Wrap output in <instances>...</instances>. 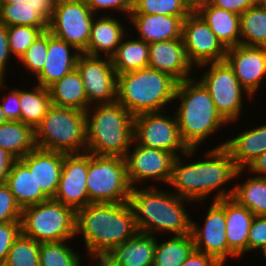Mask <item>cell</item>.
Returning <instances> with one entry per match:
<instances>
[{
    "instance_id": "1",
    "label": "cell",
    "mask_w": 266,
    "mask_h": 266,
    "mask_svg": "<svg viewBox=\"0 0 266 266\" xmlns=\"http://www.w3.org/2000/svg\"><path fill=\"white\" fill-rule=\"evenodd\" d=\"M219 144L217 143L214 148L207 149L204 153L201 152L204 157L200 155L201 159H195L196 161L191 160L190 157L194 158L199 148H189L184 154L176 157L168 183L174 190L172 192L182 198L200 203L210 199L209 195L213 201L232 197L234 187L230 186V189L224 186L235 182L238 168L234 164L231 153L225 147V141L222 140ZM185 158H189L187 160L189 163Z\"/></svg>"
},
{
    "instance_id": "2",
    "label": "cell",
    "mask_w": 266,
    "mask_h": 266,
    "mask_svg": "<svg viewBox=\"0 0 266 266\" xmlns=\"http://www.w3.org/2000/svg\"><path fill=\"white\" fill-rule=\"evenodd\" d=\"M138 232L129 202L90 203L76 211V237L81 235L86 255L107 254Z\"/></svg>"
},
{
    "instance_id": "3",
    "label": "cell",
    "mask_w": 266,
    "mask_h": 266,
    "mask_svg": "<svg viewBox=\"0 0 266 266\" xmlns=\"http://www.w3.org/2000/svg\"><path fill=\"white\" fill-rule=\"evenodd\" d=\"M146 185L132 188L129 197L139 232L159 237L191 233L192 217L186 205L194 202L159 186Z\"/></svg>"
},
{
    "instance_id": "4",
    "label": "cell",
    "mask_w": 266,
    "mask_h": 266,
    "mask_svg": "<svg viewBox=\"0 0 266 266\" xmlns=\"http://www.w3.org/2000/svg\"><path fill=\"white\" fill-rule=\"evenodd\" d=\"M175 115L179 132L188 148H199L206 139L229 124L218 113L208 90L196 78L179 82L175 91ZM227 125V126H226Z\"/></svg>"
},
{
    "instance_id": "5",
    "label": "cell",
    "mask_w": 266,
    "mask_h": 266,
    "mask_svg": "<svg viewBox=\"0 0 266 266\" xmlns=\"http://www.w3.org/2000/svg\"><path fill=\"white\" fill-rule=\"evenodd\" d=\"M85 112L86 152L124 158L134 141V116L118 102L94 104Z\"/></svg>"
},
{
    "instance_id": "6",
    "label": "cell",
    "mask_w": 266,
    "mask_h": 266,
    "mask_svg": "<svg viewBox=\"0 0 266 266\" xmlns=\"http://www.w3.org/2000/svg\"><path fill=\"white\" fill-rule=\"evenodd\" d=\"M178 82L170 75L146 67L117 75V102L133 116L162 112L175 104Z\"/></svg>"
},
{
    "instance_id": "7",
    "label": "cell",
    "mask_w": 266,
    "mask_h": 266,
    "mask_svg": "<svg viewBox=\"0 0 266 266\" xmlns=\"http://www.w3.org/2000/svg\"><path fill=\"white\" fill-rule=\"evenodd\" d=\"M34 132L38 148L64 154L86 152L87 129L84 111L52 104Z\"/></svg>"
},
{
    "instance_id": "8",
    "label": "cell",
    "mask_w": 266,
    "mask_h": 266,
    "mask_svg": "<svg viewBox=\"0 0 266 266\" xmlns=\"http://www.w3.org/2000/svg\"><path fill=\"white\" fill-rule=\"evenodd\" d=\"M21 233L37 242H59L76 237V211L54 199L22 209Z\"/></svg>"
},
{
    "instance_id": "9",
    "label": "cell",
    "mask_w": 266,
    "mask_h": 266,
    "mask_svg": "<svg viewBox=\"0 0 266 266\" xmlns=\"http://www.w3.org/2000/svg\"><path fill=\"white\" fill-rule=\"evenodd\" d=\"M197 68L199 70L201 68V70L196 75L201 74V76L195 77L208 90L221 117L229 125L235 124L238 120L240 121L242 113L245 112L243 107L246 103V97V100H250V102L253 98L241 86L233 69L226 61L206 63Z\"/></svg>"
},
{
    "instance_id": "10",
    "label": "cell",
    "mask_w": 266,
    "mask_h": 266,
    "mask_svg": "<svg viewBox=\"0 0 266 266\" xmlns=\"http://www.w3.org/2000/svg\"><path fill=\"white\" fill-rule=\"evenodd\" d=\"M87 191L90 203L129 202L126 162L120 156H97L88 153Z\"/></svg>"
},
{
    "instance_id": "11",
    "label": "cell",
    "mask_w": 266,
    "mask_h": 266,
    "mask_svg": "<svg viewBox=\"0 0 266 266\" xmlns=\"http://www.w3.org/2000/svg\"><path fill=\"white\" fill-rule=\"evenodd\" d=\"M142 113L134 116V140L144 147L184 154L189 148L183 142L174 112ZM174 114V115H173Z\"/></svg>"
},
{
    "instance_id": "12",
    "label": "cell",
    "mask_w": 266,
    "mask_h": 266,
    "mask_svg": "<svg viewBox=\"0 0 266 266\" xmlns=\"http://www.w3.org/2000/svg\"><path fill=\"white\" fill-rule=\"evenodd\" d=\"M95 16L85 0H57L48 31L83 53Z\"/></svg>"
},
{
    "instance_id": "13",
    "label": "cell",
    "mask_w": 266,
    "mask_h": 266,
    "mask_svg": "<svg viewBox=\"0 0 266 266\" xmlns=\"http://www.w3.org/2000/svg\"><path fill=\"white\" fill-rule=\"evenodd\" d=\"M131 147L133 149L130 148L124 157L130 186L136 188L141 182L144 187L142 182L149 180L168 186L176 156L168 151L144 147L135 140Z\"/></svg>"
},
{
    "instance_id": "14",
    "label": "cell",
    "mask_w": 266,
    "mask_h": 266,
    "mask_svg": "<svg viewBox=\"0 0 266 266\" xmlns=\"http://www.w3.org/2000/svg\"><path fill=\"white\" fill-rule=\"evenodd\" d=\"M76 68L81 75L90 106L117 102V74L111 58L81 53Z\"/></svg>"
},
{
    "instance_id": "15",
    "label": "cell",
    "mask_w": 266,
    "mask_h": 266,
    "mask_svg": "<svg viewBox=\"0 0 266 266\" xmlns=\"http://www.w3.org/2000/svg\"><path fill=\"white\" fill-rule=\"evenodd\" d=\"M182 40L187 58L194 68L225 61L227 48L197 13H190L183 20Z\"/></svg>"
},
{
    "instance_id": "16",
    "label": "cell",
    "mask_w": 266,
    "mask_h": 266,
    "mask_svg": "<svg viewBox=\"0 0 266 266\" xmlns=\"http://www.w3.org/2000/svg\"><path fill=\"white\" fill-rule=\"evenodd\" d=\"M210 202L212 203L205 213L203 226L191 219V235L196 250L215 257L225 265L228 260L225 199Z\"/></svg>"
},
{
    "instance_id": "17",
    "label": "cell",
    "mask_w": 266,
    "mask_h": 266,
    "mask_svg": "<svg viewBox=\"0 0 266 266\" xmlns=\"http://www.w3.org/2000/svg\"><path fill=\"white\" fill-rule=\"evenodd\" d=\"M88 153L64 154L59 187L54 200L75 211L90 204L87 191Z\"/></svg>"
},
{
    "instance_id": "18",
    "label": "cell",
    "mask_w": 266,
    "mask_h": 266,
    "mask_svg": "<svg viewBox=\"0 0 266 266\" xmlns=\"http://www.w3.org/2000/svg\"><path fill=\"white\" fill-rule=\"evenodd\" d=\"M225 61L241 86L254 99L266 78V48L237 45L227 48Z\"/></svg>"
},
{
    "instance_id": "19",
    "label": "cell",
    "mask_w": 266,
    "mask_h": 266,
    "mask_svg": "<svg viewBox=\"0 0 266 266\" xmlns=\"http://www.w3.org/2000/svg\"><path fill=\"white\" fill-rule=\"evenodd\" d=\"M148 67L170 75L178 83L195 77L197 71L187 58L182 38L150 43Z\"/></svg>"
},
{
    "instance_id": "20",
    "label": "cell",
    "mask_w": 266,
    "mask_h": 266,
    "mask_svg": "<svg viewBox=\"0 0 266 266\" xmlns=\"http://www.w3.org/2000/svg\"><path fill=\"white\" fill-rule=\"evenodd\" d=\"M19 160L33 173L37 187L53 199L59 187L64 153L35 147Z\"/></svg>"
},
{
    "instance_id": "21",
    "label": "cell",
    "mask_w": 266,
    "mask_h": 266,
    "mask_svg": "<svg viewBox=\"0 0 266 266\" xmlns=\"http://www.w3.org/2000/svg\"><path fill=\"white\" fill-rule=\"evenodd\" d=\"M80 54L81 52L74 46L48 31L46 62L41 73L35 78V84L49 88L64 75L76 68Z\"/></svg>"
},
{
    "instance_id": "22",
    "label": "cell",
    "mask_w": 266,
    "mask_h": 266,
    "mask_svg": "<svg viewBox=\"0 0 266 266\" xmlns=\"http://www.w3.org/2000/svg\"><path fill=\"white\" fill-rule=\"evenodd\" d=\"M116 15H96L93 19L90 39L84 54L111 58L124 36L129 33V26ZM128 27H125V26Z\"/></svg>"
},
{
    "instance_id": "23",
    "label": "cell",
    "mask_w": 266,
    "mask_h": 266,
    "mask_svg": "<svg viewBox=\"0 0 266 266\" xmlns=\"http://www.w3.org/2000/svg\"><path fill=\"white\" fill-rule=\"evenodd\" d=\"M186 17L167 16L162 14H130L128 23H131L129 32H134L139 39L150 44L159 41H168L182 38V25ZM134 27V28H133Z\"/></svg>"
},
{
    "instance_id": "24",
    "label": "cell",
    "mask_w": 266,
    "mask_h": 266,
    "mask_svg": "<svg viewBox=\"0 0 266 266\" xmlns=\"http://www.w3.org/2000/svg\"><path fill=\"white\" fill-rule=\"evenodd\" d=\"M254 216L233 198H225V233L228 242V259H239L246 255L248 233Z\"/></svg>"
},
{
    "instance_id": "25",
    "label": "cell",
    "mask_w": 266,
    "mask_h": 266,
    "mask_svg": "<svg viewBox=\"0 0 266 266\" xmlns=\"http://www.w3.org/2000/svg\"><path fill=\"white\" fill-rule=\"evenodd\" d=\"M225 147L231 153L238 169H244L253 159L266 151V123L253 126L225 139Z\"/></svg>"
},
{
    "instance_id": "26",
    "label": "cell",
    "mask_w": 266,
    "mask_h": 266,
    "mask_svg": "<svg viewBox=\"0 0 266 266\" xmlns=\"http://www.w3.org/2000/svg\"><path fill=\"white\" fill-rule=\"evenodd\" d=\"M156 236L138 232L114 247L109 255L118 266H153Z\"/></svg>"
},
{
    "instance_id": "27",
    "label": "cell",
    "mask_w": 266,
    "mask_h": 266,
    "mask_svg": "<svg viewBox=\"0 0 266 266\" xmlns=\"http://www.w3.org/2000/svg\"><path fill=\"white\" fill-rule=\"evenodd\" d=\"M6 184L21 209L49 200L37 187L33 173L19 159L13 162Z\"/></svg>"
},
{
    "instance_id": "28",
    "label": "cell",
    "mask_w": 266,
    "mask_h": 266,
    "mask_svg": "<svg viewBox=\"0 0 266 266\" xmlns=\"http://www.w3.org/2000/svg\"><path fill=\"white\" fill-rule=\"evenodd\" d=\"M197 14L226 48L240 45V15L212 5L200 9Z\"/></svg>"
},
{
    "instance_id": "29",
    "label": "cell",
    "mask_w": 266,
    "mask_h": 266,
    "mask_svg": "<svg viewBox=\"0 0 266 266\" xmlns=\"http://www.w3.org/2000/svg\"><path fill=\"white\" fill-rule=\"evenodd\" d=\"M53 105L86 111L88 104L84 84L77 68L64 75L49 88Z\"/></svg>"
},
{
    "instance_id": "30",
    "label": "cell",
    "mask_w": 266,
    "mask_h": 266,
    "mask_svg": "<svg viewBox=\"0 0 266 266\" xmlns=\"http://www.w3.org/2000/svg\"><path fill=\"white\" fill-rule=\"evenodd\" d=\"M131 36L132 33L124 36L111 57L117 75L148 67L149 44L139 38L132 39Z\"/></svg>"
},
{
    "instance_id": "31",
    "label": "cell",
    "mask_w": 266,
    "mask_h": 266,
    "mask_svg": "<svg viewBox=\"0 0 266 266\" xmlns=\"http://www.w3.org/2000/svg\"><path fill=\"white\" fill-rule=\"evenodd\" d=\"M36 147L34 129L22 121H7L0 125V148L21 159Z\"/></svg>"
},
{
    "instance_id": "32",
    "label": "cell",
    "mask_w": 266,
    "mask_h": 266,
    "mask_svg": "<svg viewBox=\"0 0 266 266\" xmlns=\"http://www.w3.org/2000/svg\"><path fill=\"white\" fill-rule=\"evenodd\" d=\"M19 105L21 121L35 130L52 105L49 89L34 82L29 89L19 88Z\"/></svg>"
},
{
    "instance_id": "33",
    "label": "cell",
    "mask_w": 266,
    "mask_h": 266,
    "mask_svg": "<svg viewBox=\"0 0 266 266\" xmlns=\"http://www.w3.org/2000/svg\"><path fill=\"white\" fill-rule=\"evenodd\" d=\"M250 176V177H249ZM246 176L242 183H233L232 197L255 216L266 215V177Z\"/></svg>"
},
{
    "instance_id": "34",
    "label": "cell",
    "mask_w": 266,
    "mask_h": 266,
    "mask_svg": "<svg viewBox=\"0 0 266 266\" xmlns=\"http://www.w3.org/2000/svg\"><path fill=\"white\" fill-rule=\"evenodd\" d=\"M168 238L159 242L156 237L153 266H180L195 249L191 233Z\"/></svg>"
},
{
    "instance_id": "35",
    "label": "cell",
    "mask_w": 266,
    "mask_h": 266,
    "mask_svg": "<svg viewBox=\"0 0 266 266\" xmlns=\"http://www.w3.org/2000/svg\"><path fill=\"white\" fill-rule=\"evenodd\" d=\"M240 44L266 48V11L256 5L240 15Z\"/></svg>"
},
{
    "instance_id": "36",
    "label": "cell",
    "mask_w": 266,
    "mask_h": 266,
    "mask_svg": "<svg viewBox=\"0 0 266 266\" xmlns=\"http://www.w3.org/2000/svg\"><path fill=\"white\" fill-rule=\"evenodd\" d=\"M64 240L59 242H41L39 248V266H83L79 252Z\"/></svg>"
},
{
    "instance_id": "37",
    "label": "cell",
    "mask_w": 266,
    "mask_h": 266,
    "mask_svg": "<svg viewBox=\"0 0 266 266\" xmlns=\"http://www.w3.org/2000/svg\"><path fill=\"white\" fill-rule=\"evenodd\" d=\"M0 21L9 26L48 27L49 22L28 3L0 4Z\"/></svg>"
},
{
    "instance_id": "38",
    "label": "cell",
    "mask_w": 266,
    "mask_h": 266,
    "mask_svg": "<svg viewBox=\"0 0 266 266\" xmlns=\"http://www.w3.org/2000/svg\"><path fill=\"white\" fill-rule=\"evenodd\" d=\"M40 242L22 233L14 240L3 266H39Z\"/></svg>"
},
{
    "instance_id": "39",
    "label": "cell",
    "mask_w": 266,
    "mask_h": 266,
    "mask_svg": "<svg viewBox=\"0 0 266 266\" xmlns=\"http://www.w3.org/2000/svg\"><path fill=\"white\" fill-rule=\"evenodd\" d=\"M45 31H48V27L25 25L7 27L9 50L12 58L14 59L15 56L16 60H19L33 42Z\"/></svg>"
},
{
    "instance_id": "40",
    "label": "cell",
    "mask_w": 266,
    "mask_h": 266,
    "mask_svg": "<svg viewBox=\"0 0 266 266\" xmlns=\"http://www.w3.org/2000/svg\"><path fill=\"white\" fill-rule=\"evenodd\" d=\"M131 14H162L187 17L190 12L183 0H133Z\"/></svg>"
},
{
    "instance_id": "41",
    "label": "cell",
    "mask_w": 266,
    "mask_h": 266,
    "mask_svg": "<svg viewBox=\"0 0 266 266\" xmlns=\"http://www.w3.org/2000/svg\"><path fill=\"white\" fill-rule=\"evenodd\" d=\"M48 48V31L43 32L28 48L25 54L17 61L31 72V77L36 78L42 71L46 62Z\"/></svg>"
},
{
    "instance_id": "42",
    "label": "cell",
    "mask_w": 266,
    "mask_h": 266,
    "mask_svg": "<svg viewBox=\"0 0 266 266\" xmlns=\"http://www.w3.org/2000/svg\"><path fill=\"white\" fill-rule=\"evenodd\" d=\"M85 1L95 15H100V14L111 15V16L122 15L123 18L126 19V22L133 10V0H85ZM114 12L116 13L118 12V14H115Z\"/></svg>"
},
{
    "instance_id": "43",
    "label": "cell",
    "mask_w": 266,
    "mask_h": 266,
    "mask_svg": "<svg viewBox=\"0 0 266 266\" xmlns=\"http://www.w3.org/2000/svg\"><path fill=\"white\" fill-rule=\"evenodd\" d=\"M6 79H0V91L6 89ZM9 91V92H8ZM0 92V94H1ZM0 97V107L7 121H21V108L19 105V88L7 90V94Z\"/></svg>"
},
{
    "instance_id": "44",
    "label": "cell",
    "mask_w": 266,
    "mask_h": 266,
    "mask_svg": "<svg viewBox=\"0 0 266 266\" xmlns=\"http://www.w3.org/2000/svg\"><path fill=\"white\" fill-rule=\"evenodd\" d=\"M22 209L6 183L0 184V223L21 221Z\"/></svg>"
},
{
    "instance_id": "45",
    "label": "cell",
    "mask_w": 266,
    "mask_h": 266,
    "mask_svg": "<svg viewBox=\"0 0 266 266\" xmlns=\"http://www.w3.org/2000/svg\"><path fill=\"white\" fill-rule=\"evenodd\" d=\"M265 247L266 215L254 216L248 233L247 253H260Z\"/></svg>"
},
{
    "instance_id": "46",
    "label": "cell",
    "mask_w": 266,
    "mask_h": 266,
    "mask_svg": "<svg viewBox=\"0 0 266 266\" xmlns=\"http://www.w3.org/2000/svg\"><path fill=\"white\" fill-rule=\"evenodd\" d=\"M21 233V221L0 223V266H3L9 249Z\"/></svg>"
},
{
    "instance_id": "47",
    "label": "cell",
    "mask_w": 266,
    "mask_h": 266,
    "mask_svg": "<svg viewBox=\"0 0 266 266\" xmlns=\"http://www.w3.org/2000/svg\"><path fill=\"white\" fill-rule=\"evenodd\" d=\"M12 55L9 50L7 26L0 21V79L8 78L7 72L8 65L10 64ZM11 59V60H10Z\"/></svg>"
},
{
    "instance_id": "48",
    "label": "cell",
    "mask_w": 266,
    "mask_h": 266,
    "mask_svg": "<svg viewBox=\"0 0 266 266\" xmlns=\"http://www.w3.org/2000/svg\"><path fill=\"white\" fill-rule=\"evenodd\" d=\"M245 173L259 177H266V151L253 159L244 169H238L235 175V180L240 178V175H245Z\"/></svg>"
},
{
    "instance_id": "49",
    "label": "cell",
    "mask_w": 266,
    "mask_h": 266,
    "mask_svg": "<svg viewBox=\"0 0 266 266\" xmlns=\"http://www.w3.org/2000/svg\"><path fill=\"white\" fill-rule=\"evenodd\" d=\"M211 5L241 15L255 5V0H213Z\"/></svg>"
},
{
    "instance_id": "50",
    "label": "cell",
    "mask_w": 266,
    "mask_h": 266,
    "mask_svg": "<svg viewBox=\"0 0 266 266\" xmlns=\"http://www.w3.org/2000/svg\"><path fill=\"white\" fill-rule=\"evenodd\" d=\"M180 266H224L215 257L194 249Z\"/></svg>"
},
{
    "instance_id": "51",
    "label": "cell",
    "mask_w": 266,
    "mask_h": 266,
    "mask_svg": "<svg viewBox=\"0 0 266 266\" xmlns=\"http://www.w3.org/2000/svg\"><path fill=\"white\" fill-rule=\"evenodd\" d=\"M57 0H28L34 9H37L41 15L49 22L55 11Z\"/></svg>"
},
{
    "instance_id": "52",
    "label": "cell",
    "mask_w": 266,
    "mask_h": 266,
    "mask_svg": "<svg viewBox=\"0 0 266 266\" xmlns=\"http://www.w3.org/2000/svg\"><path fill=\"white\" fill-rule=\"evenodd\" d=\"M16 159L0 148V184L6 183L10 168Z\"/></svg>"
},
{
    "instance_id": "53",
    "label": "cell",
    "mask_w": 266,
    "mask_h": 266,
    "mask_svg": "<svg viewBox=\"0 0 266 266\" xmlns=\"http://www.w3.org/2000/svg\"><path fill=\"white\" fill-rule=\"evenodd\" d=\"M86 256L90 258V262L88 263L92 262L91 266H118L115 260L109 255V253L93 254V255H86Z\"/></svg>"
},
{
    "instance_id": "54",
    "label": "cell",
    "mask_w": 266,
    "mask_h": 266,
    "mask_svg": "<svg viewBox=\"0 0 266 266\" xmlns=\"http://www.w3.org/2000/svg\"><path fill=\"white\" fill-rule=\"evenodd\" d=\"M190 13H197L200 9L212 4L213 0H183Z\"/></svg>"
},
{
    "instance_id": "55",
    "label": "cell",
    "mask_w": 266,
    "mask_h": 266,
    "mask_svg": "<svg viewBox=\"0 0 266 266\" xmlns=\"http://www.w3.org/2000/svg\"><path fill=\"white\" fill-rule=\"evenodd\" d=\"M28 0H0V4L27 3Z\"/></svg>"
},
{
    "instance_id": "56",
    "label": "cell",
    "mask_w": 266,
    "mask_h": 266,
    "mask_svg": "<svg viewBox=\"0 0 266 266\" xmlns=\"http://www.w3.org/2000/svg\"><path fill=\"white\" fill-rule=\"evenodd\" d=\"M255 5L266 11V0H255Z\"/></svg>"
},
{
    "instance_id": "57",
    "label": "cell",
    "mask_w": 266,
    "mask_h": 266,
    "mask_svg": "<svg viewBox=\"0 0 266 266\" xmlns=\"http://www.w3.org/2000/svg\"><path fill=\"white\" fill-rule=\"evenodd\" d=\"M5 122H7V120H6L5 116H4V113H3L2 109H1V107H0V125L5 123Z\"/></svg>"
},
{
    "instance_id": "58",
    "label": "cell",
    "mask_w": 266,
    "mask_h": 266,
    "mask_svg": "<svg viewBox=\"0 0 266 266\" xmlns=\"http://www.w3.org/2000/svg\"><path fill=\"white\" fill-rule=\"evenodd\" d=\"M262 259L264 258L266 260V247L260 252Z\"/></svg>"
}]
</instances>
